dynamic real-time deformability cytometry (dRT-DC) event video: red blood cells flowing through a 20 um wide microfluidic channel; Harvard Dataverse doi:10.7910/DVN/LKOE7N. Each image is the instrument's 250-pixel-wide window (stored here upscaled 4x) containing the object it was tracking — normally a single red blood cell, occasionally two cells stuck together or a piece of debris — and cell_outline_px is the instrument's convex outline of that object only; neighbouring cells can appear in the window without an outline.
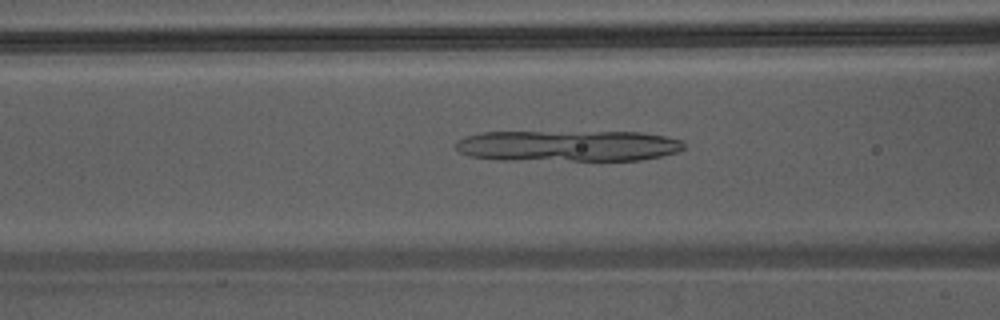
{"species": "Egyptian fruit bat (a non-hibernating species)", "species_latin": "Rousettus aegyptiacus", "temperature_condition": "warm", "stored_images_in_passage": 40, "camera_frame_rate_fps": 3000, "um_per_image_px": 0.085, "animal": {"sex": "male"}, "frame": {"image": 1, "passage_image": 13, "time_ms": 4.0, "image_size_px": [1000, 320], "cell_outline_px": [[684, 148], [680, 152], [640, 160], [500, 160], [468, 156], [460, 152], [456, 148], [456, 144], [460, 140], [468, 136], [480, 132], [640, 132], [664, 136], [680, 140], [684, 144]], "centroid_in_image_um": [48.29, 12.4], "position_along_channel_um": 118.3, "area_um2": 41.44}}
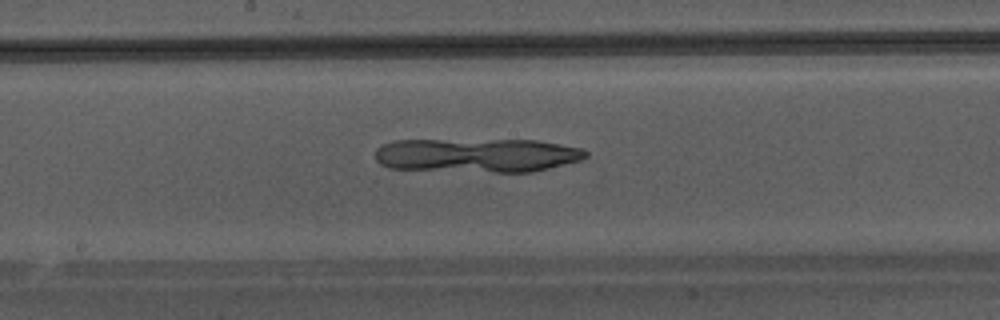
{"frame": {"image": 2, "passage_image": 19, "time_ms": 6.0, "image_size_px": [1000, 320], "cell_outline_px": [[588, 156], [580, 160], [532, 172], [492, 172], [388, 168], [380, 164], [376, 160], [376, 148], [384, 144], [396, 140], [536, 140], [580, 148], [588, 152]], "centroid_in_image_um": [40.53, 13.2], "position_along_channel_um": 207.7, "area_um2": 41.62}}
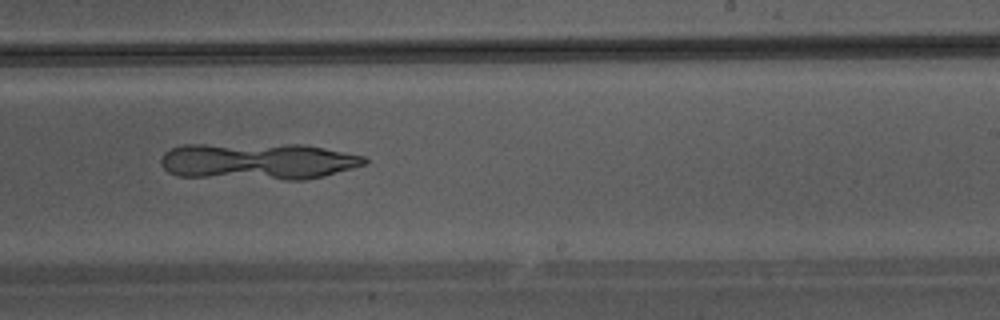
{"frame": {"image": 3, "passage_image": 23, "time_ms": 7.333, "image_size_px": [1000, 320], "cell_outline_px": [[368, 164], [324, 176], [304, 180], [284, 180], [176, 176], [168, 172], [160, 164], [160, 160], [164, 152], [172, 148], [184, 144], [304, 144], [364, 156], [368, 160]], "centroid_in_image_um": [21.92, 13.71], "position_along_channel_um": 267.1, "area_um2": 44.16}}